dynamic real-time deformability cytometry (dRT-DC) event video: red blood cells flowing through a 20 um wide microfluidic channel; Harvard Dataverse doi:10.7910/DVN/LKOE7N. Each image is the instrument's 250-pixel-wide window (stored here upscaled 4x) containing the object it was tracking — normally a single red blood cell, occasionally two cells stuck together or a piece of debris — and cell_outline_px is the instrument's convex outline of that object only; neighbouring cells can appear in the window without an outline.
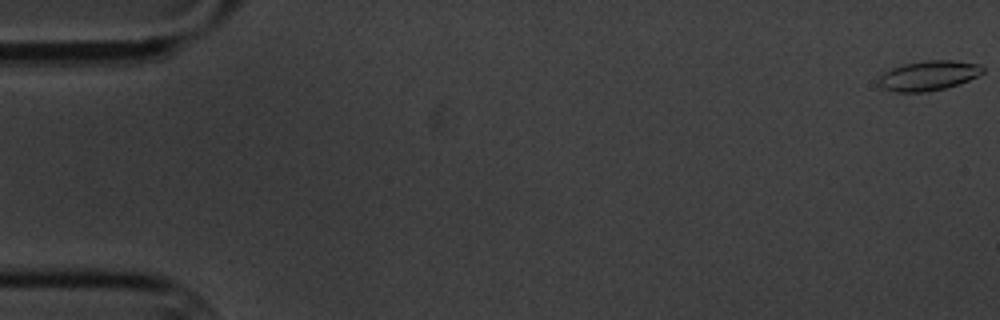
{"species": "common noctule bat (a hibernating species)", "species_latin": "Nyctalus noctula", "temperature_condition": "cold", "stored_images_in_passage": 5, "camera_frame_rate_fps": 3000, "um_per_image_px": 0.085, "animal": {"sex": "male", "body_mass_g": 20.1, "forearm_length_mm": 53.5}, "frame": {"image": 1, "passage_image": 1, "time_ms": 0.0, "image_size_px": [1000, 320], "cell_outline_px": [[984, 72], [968, 80], [944, 88], [924, 92], [896, 92], [884, 88], [876, 80], [884, 72], [892, 68], [904, 64], [924, 60], [952, 60], [980, 64], [984, 68]], "centroid_in_image_um": [78.91, 6.41], "position_along_channel_um": 6.1, "area_um2": 17.92}}